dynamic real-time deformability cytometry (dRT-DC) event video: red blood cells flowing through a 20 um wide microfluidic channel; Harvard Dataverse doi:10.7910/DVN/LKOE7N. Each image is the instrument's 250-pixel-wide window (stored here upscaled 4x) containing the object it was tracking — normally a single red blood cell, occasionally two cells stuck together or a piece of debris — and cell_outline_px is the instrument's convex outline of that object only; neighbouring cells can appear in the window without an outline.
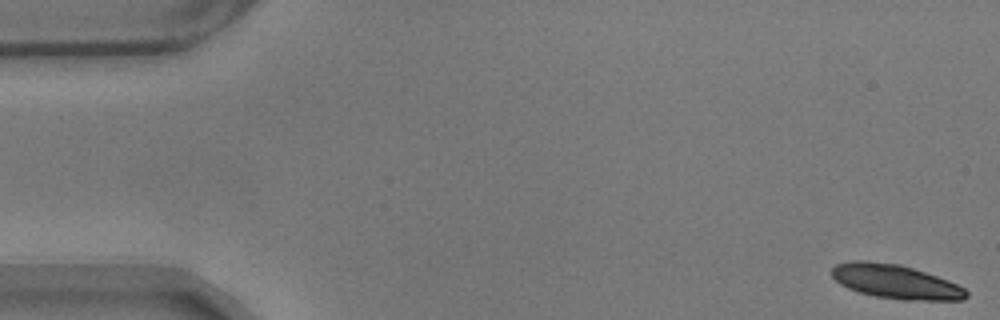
{"species": "common noctule bat (a hibernating species)", "species_latin": "Nyctalus noctula", "temperature_condition": "warm", "stored_images_in_passage": 59, "segment_of_instrument_passage": [1, 2], "camera_frame_rate_fps": 3000, "um_per_image_px": 0.085, "animal": {"sex": "male", "body_mass_g": 17.9}, "frame": {"image": 1, "passage_image": 1, "time_ms": 0.0, "image_size_px": [1000, 320], "cell_outline_px": [[968, 296], [964, 300], [904, 300], [876, 296], [860, 292], [848, 288], [840, 284], [832, 276], [832, 268], [836, 264], [852, 260], [868, 260], [900, 264], [948, 280], [964, 288], [968, 292]], "centroid_in_image_um": [76.11, 23.93], "position_along_channel_um": 8.9, "area_um2": 26.65}}